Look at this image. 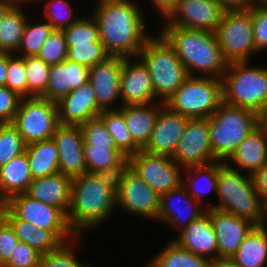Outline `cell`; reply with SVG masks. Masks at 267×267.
Returning <instances> with one entry per match:
<instances>
[{"label":"cell","instance_id":"obj_61","mask_svg":"<svg viewBox=\"0 0 267 267\" xmlns=\"http://www.w3.org/2000/svg\"><path fill=\"white\" fill-rule=\"evenodd\" d=\"M82 267H91V264H84Z\"/></svg>","mask_w":267,"mask_h":267},{"label":"cell","instance_id":"obj_54","mask_svg":"<svg viewBox=\"0 0 267 267\" xmlns=\"http://www.w3.org/2000/svg\"><path fill=\"white\" fill-rule=\"evenodd\" d=\"M162 18H165L178 3V0H151Z\"/></svg>","mask_w":267,"mask_h":267},{"label":"cell","instance_id":"obj_51","mask_svg":"<svg viewBox=\"0 0 267 267\" xmlns=\"http://www.w3.org/2000/svg\"><path fill=\"white\" fill-rule=\"evenodd\" d=\"M18 242L13 227L0 214V267L8 261Z\"/></svg>","mask_w":267,"mask_h":267},{"label":"cell","instance_id":"obj_15","mask_svg":"<svg viewBox=\"0 0 267 267\" xmlns=\"http://www.w3.org/2000/svg\"><path fill=\"white\" fill-rule=\"evenodd\" d=\"M172 159L182 168L217 161L211 149L209 118L190 119Z\"/></svg>","mask_w":267,"mask_h":267},{"label":"cell","instance_id":"obj_26","mask_svg":"<svg viewBox=\"0 0 267 267\" xmlns=\"http://www.w3.org/2000/svg\"><path fill=\"white\" fill-rule=\"evenodd\" d=\"M72 178L56 173L32 180L26 194L32 199L60 208L66 215L71 203Z\"/></svg>","mask_w":267,"mask_h":267},{"label":"cell","instance_id":"obj_29","mask_svg":"<svg viewBox=\"0 0 267 267\" xmlns=\"http://www.w3.org/2000/svg\"><path fill=\"white\" fill-rule=\"evenodd\" d=\"M32 180L29 160L24 152L0 167V199L4 203L13 195L26 193Z\"/></svg>","mask_w":267,"mask_h":267},{"label":"cell","instance_id":"obj_47","mask_svg":"<svg viewBox=\"0 0 267 267\" xmlns=\"http://www.w3.org/2000/svg\"><path fill=\"white\" fill-rule=\"evenodd\" d=\"M253 39L256 51L267 49V1H261L251 7Z\"/></svg>","mask_w":267,"mask_h":267},{"label":"cell","instance_id":"obj_17","mask_svg":"<svg viewBox=\"0 0 267 267\" xmlns=\"http://www.w3.org/2000/svg\"><path fill=\"white\" fill-rule=\"evenodd\" d=\"M124 57L109 56L104 61L89 68L88 82L95 92L98 107L115 110L111 105L120 100L121 72Z\"/></svg>","mask_w":267,"mask_h":267},{"label":"cell","instance_id":"obj_35","mask_svg":"<svg viewBox=\"0 0 267 267\" xmlns=\"http://www.w3.org/2000/svg\"><path fill=\"white\" fill-rule=\"evenodd\" d=\"M99 117L114 139L115 145L125 155L130 156L142 150L133 140L125 123L124 113L120 109L104 110Z\"/></svg>","mask_w":267,"mask_h":267},{"label":"cell","instance_id":"obj_58","mask_svg":"<svg viewBox=\"0 0 267 267\" xmlns=\"http://www.w3.org/2000/svg\"><path fill=\"white\" fill-rule=\"evenodd\" d=\"M12 6L5 0H0V23L2 22L3 17L6 15L8 10Z\"/></svg>","mask_w":267,"mask_h":267},{"label":"cell","instance_id":"obj_11","mask_svg":"<svg viewBox=\"0 0 267 267\" xmlns=\"http://www.w3.org/2000/svg\"><path fill=\"white\" fill-rule=\"evenodd\" d=\"M12 124L26 144L52 139L59 125L57 104L41 97L22 98Z\"/></svg>","mask_w":267,"mask_h":267},{"label":"cell","instance_id":"obj_27","mask_svg":"<svg viewBox=\"0 0 267 267\" xmlns=\"http://www.w3.org/2000/svg\"><path fill=\"white\" fill-rule=\"evenodd\" d=\"M165 104L157 101L147 105H123L126 126L134 142L143 150L148 144L156 124L158 113Z\"/></svg>","mask_w":267,"mask_h":267},{"label":"cell","instance_id":"obj_32","mask_svg":"<svg viewBox=\"0 0 267 267\" xmlns=\"http://www.w3.org/2000/svg\"><path fill=\"white\" fill-rule=\"evenodd\" d=\"M183 172H184V175L185 174L187 175H185L186 176L185 179H182V185L186 188V190L188 191V193L191 195V197L194 200L203 204L202 198L208 192L212 190L214 192H217L218 161H214L206 165L185 167L183 168ZM197 176L200 179H198ZM197 179L198 180L202 179V181L200 182L201 184L206 182L205 185L207 186V188H205L206 186L204 188L202 187L200 188L198 186V184L200 185V183H196V182H199Z\"/></svg>","mask_w":267,"mask_h":267},{"label":"cell","instance_id":"obj_9","mask_svg":"<svg viewBox=\"0 0 267 267\" xmlns=\"http://www.w3.org/2000/svg\"><path fill=\"white\" fill-rule=\"evenodd\" d=\"M215 34L228 63L249 61L258 53L253 39L251 8L225 10Z\"/></svg>","mask_w":267,"mask_h":267},{"label":"cell","instance_id":"obj_18","mask_svg":"<svg viewBox=\"0 0 267 267\" xmlns=\"http://www.w3.org/2000/svg\"><path fill=\"white\" fill-rule=\"evenodd\" d=\"M180 201V203H179ZM178 204V205H177ZM194 200L181 184L178 188L160 196L158 222L175 227L181 231L189 223L199 219L206 213L207 207Z\"/></svg>","mask_w":267,"mask_h":267},{"label":"cell","instance_id":"obj_59","mask_svg":"<svg viewBox=\"0 0 267 267\" xmlns=\"http://www.w3.org/2000/svg\"><path fill=\"white\" fill-rule=\"evenodd\" d=\"M5 1H7L12 7H22V6H24L25 3L26 4H29L30 2L31 3H34V2L37 3L38 1L40 2L42 0H5ZM27 2H29V3H27Z\"/></svg>","mask_w":267,"mask_h":267},{"label":"cell","instance_id":"obj_6","mask_svg":"<svg viewBox=\"0 0 267 267\" xmlns=\"http://www.w3.org/2000/svg\"><path fill=\"white\" fill-rule=\"evenodd\" d=\"M258 127V114L250 109L222 103L209 117L213 156L226 162L246 137Z\"/></svg>","mask_w":267,"mask_h":267},{"label":"cell","instance_id":"obj_43","mask_svg":"<svg viewBox=\"0 0 267 267\" xmlns=\"http://www.w3.org/2000/svg\"><path fill=\"white\" fill-rule=\"evenodd\" d=\"M45 4L42 15L55 30H64L80 18L73 16L74 11L68 0H47Z\"/></svg>","mask_w":267,"mask_h":267},{"label":"cell","instance_id":"obj_2","mask_svg":"<svg viewBox=\"0 0 267 267\" xmlns=\"http://www.w3.org/2000/svg\"><path fill=\"white\" fill-rule=\"evenodd\" d=\"M160 31L184 64L189 76L222 79L228 62L223 57L214 32L177 26H163Z\"/></svg>","mask_w":267,"mask_h":267},{"label":"cell","instance_id":"obj_8","mask_svg":"<svg viewBox=\"0 0 267 267\" xmlns=\"http://www.w3.org/2000/svg\"><path fill=\"white\" fill-rule=\"evenodd\" d=\"M223 103L222 79L189 76L164 103L191 119L209 118Z\"/></svg>","mask_w":267,"mask_h":267},{"label":"cell","instance_id":"obj_14","mask_svg":"<svg viewBox=\"0 0 267 267\" xmlns=\"http://www.w3.org/2000/svg\"><path fill=\"white\" fill-rule=\"evenodd\" d=\"M119 206L132 215L157 221L160 196L129 168L116 194V207Z\"/></svg>","mask_w":267,"mask_h":267},{"label":"cell","instance_id":"obj_5","mask_svg":"<svg viewBox=\"0 0 267 267\" xmlns=\"http://www.w3.org/2000/svg\"><path fill=\"white\" fill-rule=\"evenodd\" d=\"M158 35H151L146 40L138 57L151 75L155 100L158 98V101L165 103L189 74L172 46L160 33Z\"/></svg>","mask_w":267,"mask_h":267},{"label":"cell","instance_id":"obj_22","mask_svg":"<svg viewBox=\"0 0 267 267\" xmlns=\"http://www.w3.org/2000/svg\"><path fill=\"white\" fill-rule=\"evenodd\" d=\"M58 122L61 125L81 126L90 119L99 117L102 110L98 107L95 92L89 82L57 102Z\"/></svg>","mask_w":267,"mask_h":267},{"label":"cell","instance_id":"obj_4","mask_svg":"<svg viewBox=\"0 0 267 267\" xmlns=\"http://www.w3.org/2000/svg\"><path fill=\"white\" fill-rule=\"evenodd\" d=\"M218 204L207 205L238 217L248 219L255 225L266 224L267 205L256 191L253 176L230 168L218 161Z\"/></svg>","mask_w":267,"mask_h":267},{"label":"cell","instance_id":"obj_60","mask_svg":"<svg viewBox=\"0 0 267 267\" xmlns=\"http://www.w3.org/2000/svg\"><path fill=\"white\" fill-rule=\"evenodd\" d=\"M3 205H4V203H3L2 200L0 199V212H1L2 208H3Z\"/></svg>","mask_w":267,"mask_h":267},{"label":"cell","instance_id":"obj_7","mask_svg":"<svg viewBox=\"0 0 267 267\" xmlns=\"http://www.w3.org/2000/svg\"><path fill=\"white\" fill-rule=\"evenodd\" d=\"M248 63H228L222 77L223 102L258 114L267 102V67Z\"/></svg>","mask_w":267,"mask_h":267},{"label":"cell","instance_id":"obj_31","mask_svg":"<svg viewBox=\"0 0 267 267\" xmlns=\"http://www.w3.org/2000/svg\"><path fill=\"white\" fill-rule=\"evenodd\" d=\"M25 153L33 180L59 173L58 150L53 139L27 144Z\"/></svg>","mask_w":267,"mask_h":267},{"label":"cell","instance_id":"obj_16","mask_svg":"<svg viewBox=\"0 0 267 267\" xmlns=\"http://www.w3.org/2000/svg\"><path fill=\"white\" fill-rule=\"evenodd\" d=\"M120 99V106L147 105L157 102L151 75L139 57L124 58L123 60Z\"/></svg>","mask_w":267,"mask_h":267},{"label":"cell","instance_id":"obj_3","mask_svg":"<svg viewBox=\"0 0 267 267\" xmlns=\"http://www.w3.org/2000/svg\"><path fill=\"white\" fill-rule=\"evenodd\" d=\"M116 208V194L95 174L84 173L72 178L67 221L77 237L87 229L101 226Z\"/></svg>","mask_w":267,"mask_h":267},{"label":"cell","instance_id":"obj_48","mask_svg":"<svg viewBox=\"0 0 267 267\" xmlns=\"http://www.w3.org/2000/svg\"><path fill=\"white\" fill-rule=\"evenodd\" d=\"M42 254L25 242H18L2 267H39Z\"/></svg>","mask_w":267,"mask_h":267},{"label":"cell","instance_id":"obj_52","mask_svg":"<svg viewBox=\"0 0 267 267\" xmlns=\"http://www.w3.org/2000/svg\"><path fill=\"white\" fill-rule=\"evenodd\" d=\"M256 191L267 205V162L253 175Z\"/></svg>","mask_w":267,"mask_h":267},{"label":"cell","instance_id":"obj_46","mask_svg":"<svg viewBox=\"0 0 267 267\" xmlns=\"http://www.w3.org/2000/svg\"><path fill=\"white\" fill-rule=\"evenodd\" d=\"M73 243L62 244L56 251L42 255L39 267H82L84 264L74 254Z\"/></svg>","mask_w":267,"mask_h":267},{"label":"cell","instance_id":"obj_36","mask_svg":"<svg viewBox=\"0 0 267 267\" xmlns=\"http://www.w3.org/2000/svg\"><path fill=\"white\" fill-rule=\"evenodd\" d=\"M27 20L20 47L16 52L21 57L37 56L44 42L55 30L49 22L32 24Z\"/></svg>","mask_w":267,"mask_h":267},{"label":"cell","instance_id":"obj_12","mask_svg":"<svg viewBox=\"0 0 267 267\" xmlns=\"http://www.w3.org/2000/svg\"><path fill=\"white\" fill-rule=\"evenodd\" d=\"M130 168L159 196L182 184L183 168L171 156L150 154L144 150L130 155Z\"/></svg>","mask_w":267,"mask_h":267},{"label":"cell","instance_id":"obj_24","mask_svg":"<svg viewBox=\"0 0 267 267\" xmlns=\"http://www.w3.org/2000/svg\"><path fill=\"white\" fill-rule=\"evenodd\" d=\"M88 79L89 68L68 59L50 65L48 85L41 98L57 102L72 90L88 82Z\"/></svg>","mask_w":267,"mask_h":267},{"label":"cell","instance_id":"obj_33","mask_svg":"<svg viewBox=\"0 0 267 267\" xmlns=\"http://www.w3.org/2000/svg\"><path fill=\"white\" fill-rule=\"evenodd\" d=\"M208 262V258L196 255L170 240L162 251L152 257L148 267H207Z\"/></svg>","mask_w":267,"mask_h":267},{"label":"cell","instance_id":"obj_57","mask_svg":"<svg viewBox=\"0 0 267 267\" xmlns=\"http://www.w3.org/2000/svg\"><path fill=\"white\" fill-rule=\"evenodd\" d=\"M258 126L267 130V102L258 113Z\"/></svg>","mask_w":267,"mask_h":267},{"label":"cell","instance_id":"obj_37","mask_svg":"<svg viewBox=\"0 0 267 267\" xmlns=\"http://www.w3.org/2000/svg\"><path fill=\"white\" fill-rule=\"evenodd\" d=\"M86 173L94 174L97 171L118 165L126 156L118 147H93L83 145Z\"/></svg>","mask_w":267,"mask_h":267},{"label":"cell","instance_id":"obj_45","mask_svg":"<svg viewBox=\"0 0 267 267\" xmlns=\"http://www.w3.org/2000/svg\"><path fill=\"white\" fill-rule=\"evenodd\" d=\"M80 127L83 132L84 145H92L93 147H117L100 117L90 119Z\"/></svg>","mask_w":267,"mask_h":267},{"label":"cell","instance_id":"obj_19","mask_svg":"<svg viewBox=\"0 0 267 267\" xmlns=\"http://www.w3.org/2000/svg\"><path fill=\"white\" fill-rule=\"evenodd\" d=\"M218 244V258L230 259L255 226L248 219L215 208H207Z\"/></svg>","mask_w":267,"mask_h":267},{"label":"cell","instance_id":"obj_55","mask_svg":"<svg viewBox=\"0 0 267 267\" xmlns=\"http://www.w3.org/2000/svg\"><path fill=\"white\" fill-rule=\"evenodd\" d=\"M7 78V52L0 51V86L6 85Z\"/></svg>","mask_w":267,"mask_h":267},{"label":"cell","instance_id":"obj_42","mask_svg":"<svg viewBox=\"0 0 267 267\" xmlns=\"http://www.w3.org/2000/svg\"><path fill=\"white\" fill-rule=\"evenodd\" d=\"M6 87L22 98H28V82L24 57L7 52Z\"/></svg>","mask_w":267,"mask_h":267},{"label":"cell","instance_id":"obj_41","mask_svg":"<svg viewBox=\"0 0 267 267\" xmlns=\"http://www.w3.org/2000/svg\"><path fill=\"white\" fill-rule=\"evenodd\" d=\"M81 17L63 31L67 44H89L90 42L100 41L98 24L93 17Z\"/></svg>","mask_w":267,"mask_h":267},{"label":"cell","instance_id":"obj_13","mask_svg":"<svg viewBox=\"0 0 267 267\" xmlns=\"http://www.w3.org/2000/svg\"><path fill=\"white\" fill-rule=\"evenodd\" d=\"M225 9L218 0H178L162 26L216 32Z\"/></svg>","mask_w":267,"mask_h":267},{"label":"cell","instance_id":"obj_53","mask_svg":"<svg viewBox=\"0 0 267 267\" xmlns=\"http://www.w3.org/2000/svg\"><path fill=\"white\" fill-rule=\"evenodd\" d=\"M225 10L249 9L261 0H218Z\"/></svg>","mask_w":267,"mask_h":267},{"label":"cell","instance_id":"obj_49","mask_svg":"<svg viewBox=\"0 0 267 267\" xmlns=\"http://www.w3.org/2000/svg\"><path fill=\"white\" fill-rule=\"evenodd\" d=\"M130 168V159L126 156L118 165L95 172L96 177L115 194L119 191L126 171Z\"/></svg>","mask_w":267,"mask_h":267},{"label":"cell","instance_id":"obj_56","mask_svg":"<svg viewBox=\"0 0 267 267\" xmlns=\"http://www.w3.org/2000/svg\"><path fill=\"white\" fill-rule=\"evenodd\" d=\"M207 267H239L231 259L216 258L209 260Z\"/></svg>","mask_w":267,"mask_h":267},{"label":"cell","instance_id":"obj_40","mask_svg":"<svg viewBox=\"0 0 267 267\" xmlns=\"http://www.w3.org/2000/svg\"><path fill=\"white\" fill-rule=\"evenodd\" d=\"M67 59L88 68L104 61L110 55L106 52L101 41L89 44H67Z\"/></svg>","mask_w":267,"mask_h":267},{"label":"cell","instance_id":"obj_23","mask_svg":"<svg viewBox=\"0 0 267 267\" xmlns=\"http://www.w3.org/2000/svg\"><path fill=\"white\" fill-rule=\"evenodd\" d=\"M178 233L173 241L179 246L209 260L218 258L217 238L207 212Z\"/></svg>","mask_w":267,"mask_h":267},{"label":"cell","instance_id":"obj_28","mask_svg":"<svg viewBox=\"0 0 267 267\" xmlns=\"http://www.w3.org/2000/svg\"><path fill=\"white\" fill-rule=\"evenodd\" d=\"M0 214L11 224L20 242H25L42 255L56 251L63 243L50 231L18 219L5 205Z\"/></svg>","mask_w":267,"mask_h":267},{"label":"cell","instance_id":"obj_1","mask_svg":"<svg viewBox=\"0 0 267 267\" xmlns=\"http://www.w3.org/2000/svg\"><path fill=\"white\" fill-rule=\"evenodd\" d=\"M92 12L99 39L110 56L138 57L146 40V21L141 7L132 0H97Z\"/></svg>","mask_w":267,"mask_h":267},{"label":"cell","instance_id":"obj_44","mask_svg":"<svg viewBox=\"0 0 267 267\" xmlns=\"http://www.w3.org/2000/svg\"><path fill=\"white\" fill-rule=\"evenodd\" d=\"M67 43L63 30H54L41 47L38 57L46 64L53 65L67 59Z\"/></svg>","mask_w":267,"mask_h":267},{"label":"cell","instance_id":"obj_38","mask_svg":"<svg viewBox=\"0 0 267 267\" xmlns=\"http://www.w3.org/2000/svg\"><path fill=\"white\" fill-rule=\"evenodd\" d=\"M26 77L28 82V98L41 97L49 81L50 65L38 56L24 57Z\"/></svg>","mask_w":267,"mask_h":267},{"label":"cell","instance_id":"obj_20","mask_svg":"<svg viewBox=\"0 0 267 267\" xmlns=\"http://www.w3.org/2000/svg\"><path fill=\"white\" fill-rule=\"evenodd\" d=\"M190 119L164 105L158 113L151 138L143 150L150 154L172 156Z\"/></svg>","mask_w":267,"mask_h":267},{"label":"cell","instance_id":"obj_30","mask_svg":"<svg viewBox=\"0 0 267 267\" xmlns=\"http://www.w3.org/2000/svg\"><path fill=\"white\" fill-rule=\"evenodd\" d=\"M230 259L239 267H267V224L255 225Z\"/></svg>","mask_w":267,"mask_h":267},{"label":"cell","instance_id":"obj_21","mask_svg":"<svg viewBox=\"0 0 267 267\" xmlns=\"http://www.w3.org/2000/svg\"><path fill=\"white\" fill-rule=\"evenodd\" d=\"M52 139L56 143L59 156V173L74 178L86 173L82 128L59 124Z\"/></svg>","mask_w":267,"mask_h":267},{"label":"cell","instance_id":"obj_25","mask_svg":"<svg viewBox=\"0 0 267 267\" xmlns=\"http://www.w3.org/2000/svg\"><path fill=\"white\" fill-rule=\"evenodd\" d=\"M234 167H232L231 163ZM267 162V130L258 126L225 162L230 168L254 175ZM237 167V169H236Z\"/></svg>","mask_w":267,"mask_h":267},{"label":"cell","instance_id":"obj_10","mask_svg":"<svg viewBox=\"0 0 267 267\" xmlns=\"http://www.w3.org/2000/svg\"><path fill=\"white\" fill-rule=\"evenodd\" d=\"M4 205L18 219L31 223L37 228L50 230L63 244L72 239L77 241L79 238L71 230L67 215L56 206L32 199L26 193L11 196Z\"/></svg>","mask_w":267,"mask_h":267},{"label":"cell","instance_id":"obj_50","mask_svg":"<svg viewBox=\"0 0 267 267\" xmlns=\"http://www.w3.org/2000/svg\"><path fill=\"white\" fill-rule=\"evenodd\" d=\"M22 97L6 86H0V124L12 123Z\"/></svg>","mask_w":267,"mask_h":267},{"label":"cell","instance_id":"obj_39","mask_svg":"<svg viewBox=\"0 0 267 267\" xmlns=\"http://www.w3.org/2000/svg\"><path fill=\"white\" fill-rule=\"evenodd\" d=\"M26 145L12 123L0 124V167L24 153Z\"/></svg>","mask_w":267,"mask_h":267},{"label":"cell","instance_id":"obj_34","mask_svg":"<svg viewBox=\"0 0 267 267\" xmlns=\"http://www.w3.org/2000/svg\"><path fill=\"white\" fill-rule=\"evenodd\" d=\"M22 7H11L0 23V51L16 53L28 20Z\"/></svg>","mask_w":267,"mask_h":267}]
</instances>
